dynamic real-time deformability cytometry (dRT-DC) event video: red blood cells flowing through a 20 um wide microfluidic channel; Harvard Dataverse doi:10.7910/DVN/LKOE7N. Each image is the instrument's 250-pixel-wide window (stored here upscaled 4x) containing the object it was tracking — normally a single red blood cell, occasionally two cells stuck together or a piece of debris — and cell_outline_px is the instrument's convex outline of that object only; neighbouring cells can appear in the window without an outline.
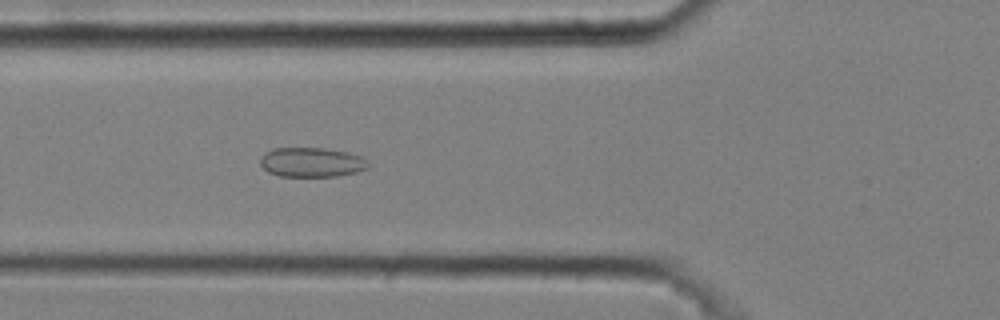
{"species": "common noctule bat (a hibernating species)", "species_latin": "Nyctalus noctula", "temperature_condition": "cold", "stored_images_in_passage": 53, "camera_frame_rate_fps": 3000, "um_per_image_px": 0.085, "animal": {"sex": "male", "body_mass_g": 20.4}, "frame": {"image": 1, "passage_image": 20, "time_ms": 6.333, "image_size_px": [1000, 320], "cell_outline_px": [[368, 168], [356, 172], [336, 176], [280, 176], [268, 172], [260, 164], [260, 156], [264, 152], [272, 148], [324, 148], [348, 152], [360, 156], [368, 164]], "centroid_in_image_um": [26.44, 13.78], "position_along_channel_um": 99.4, "area_um2": 18.55}}
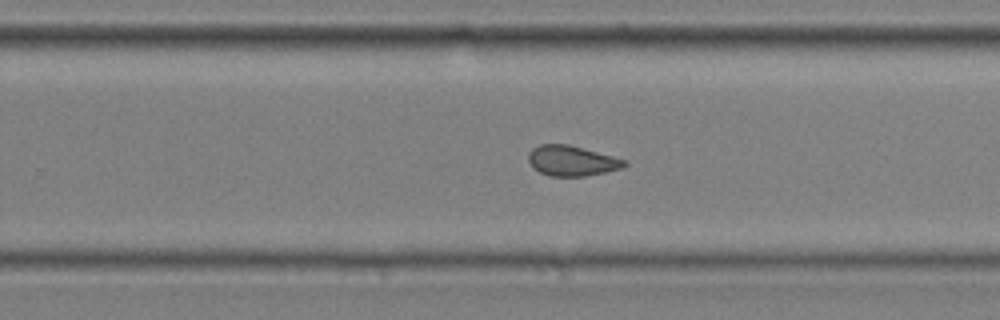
{"frame": {"image": 2, "passage_image": 35, "time_ms": 11.333, "image_size_px": [1000, 320], "cell_outline_px": [[628, 164], [620, 168], [604, 172], [584, 176], [548, 176], [532, 168], [528, 160], [528, 152], [532, 148], [540, 144], [568, 144], [628, 160]], "centroid_in_image_um": [48.57, 13.66], "position_along_channel_um": 281.2, "area_um2": 16.99}}
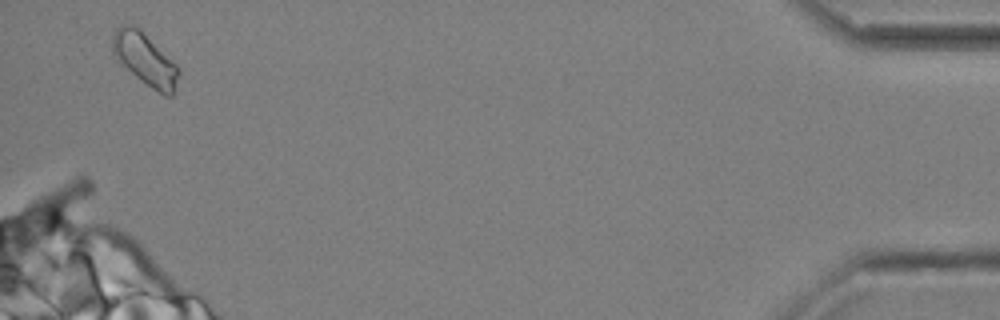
{"frame": {"image": 3, "passage_image": 52, "time_ms": 17.0, "image_size_px": [1000, 320], "cell_outline_px": [[180, 72], [172, 96], [164, 96], [140, 80], [112, 52], [112, 36], [116, 28], [124, 24], [132, 24], [140, 28], [180, 68]], "centroid_in_image_um": [12.35, 5.01], "position_along_channel_um": 422.8, "area_um2": 19.83}, "authors_computed_cell_mechanics": {"area_um2": 17.8602, "velocity_mm_per_s": 3.6395, "shape_relaxation_time_tau1_ms": null, "shape_relaxation_time_tau2_ms": 2.4062, "deformation_change_tau1": null, "deformation_change_tau2": 0.0846}}